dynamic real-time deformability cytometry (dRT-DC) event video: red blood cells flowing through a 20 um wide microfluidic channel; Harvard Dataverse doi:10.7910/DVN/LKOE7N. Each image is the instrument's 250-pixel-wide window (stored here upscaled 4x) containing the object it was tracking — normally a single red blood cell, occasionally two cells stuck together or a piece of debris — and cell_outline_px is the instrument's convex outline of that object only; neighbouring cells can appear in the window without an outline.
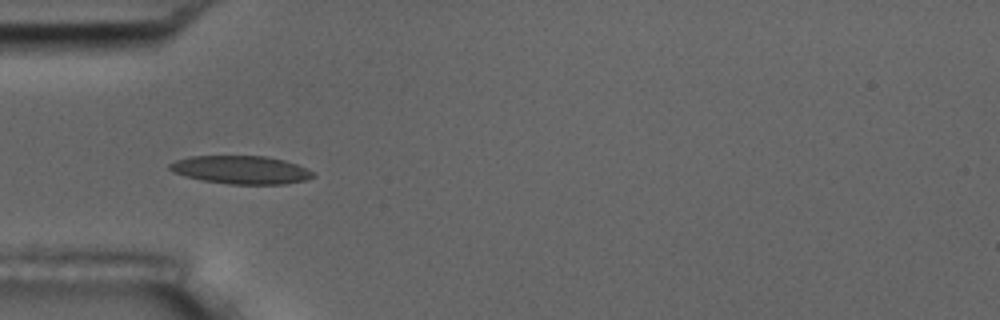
{"species": "common noctule bat (a hibernating species)", "species_latin": "Nyctalus noctula", "temperature_condition": "room temperature", "stored_images_in_passage": 9, "camera_frame_rate_fps": 3000, "um_per_image_px": 0.085, "animal": {"sex": "male", "body_mass_g": 17.5, "forearm_length_mm": 52.3}, "frame": {"image": 1, "passage_image": 6, "time_ms": 1.667, "image_size_px": [1000, 320], "cell_outline_px": [[312, 176], [304, 180], [284, 184], [232, 184], [200, 180], [172, 172], [168, 168], [168, 164], [176, 160], [188, 156], [264, 156], [284, 160], [296, 164], [312, 172]], "centroid_in_image_um": [20.4, 14.43], "position_along_channel_um": 64.6, "area_um2": 23.29}}
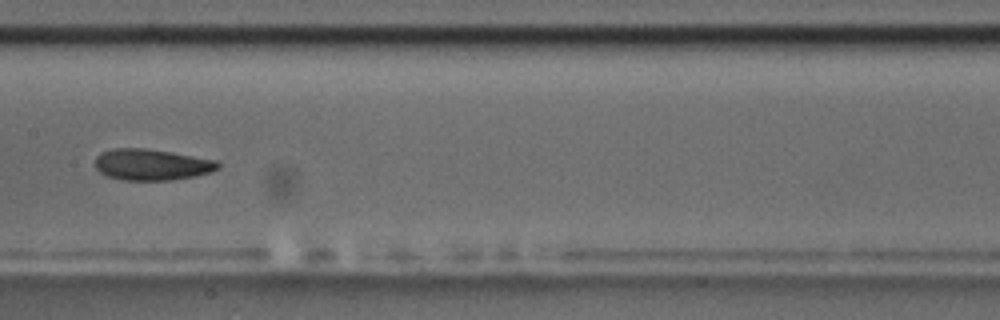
{"frame": {"image": 2, "passage_image": 9, "time_ms": 2.667, "image_size_px": [1000, 320], "cell_outline_px": [[220, 168], [212, 172], [196, 176], [172, 180], [120, 180], [104, 176], [96, 168], [96, 156], [100, 152], [112, 148], [144, 148], [172, 152], [216, 160], [220, 164]], "centroid_in_image_um": [12.88, 14.0], "position_along_channel_um": 194.5, "area_um2": 22.66}}